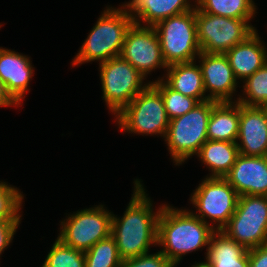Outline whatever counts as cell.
Wrapping results in <instances>:
<instances>
[{
  "mask_svg": "<svg viewBox=\"0 0 267 267\" xmlns=\"http://www.w3.org/2000/svg\"><path fill=\"white\" fill-rule=\"evenodd\" d=\"M144 77L157 68H167L154 26L133 23L127 31L120 55Z\"/></svg>",
  "mask_w": 267,
  "mask_h": 267,
  "instance_id": "7c38bea8",
  "label": "cell"
},
{
  "mask_svg": "<svg viewBox=\"0 0 267 267\" xmlns=\"http://www.w3.org/2000/svg\"><path fill=\"white\" fill-rule=\"evenodd\" d=\"M103 205L83 209L61 222L58 238L66 245L83 252L111 235L112 213Z\"/></svg>",
  "mask_w": 267,
  "mask_h": 267,
  "instance_id": "30bf717a",
  "label": "cell"
},
{
  "mask_svg": "<svg viewBox=\"0 0 267 267\" xmlns=\"http://www.w3.org/2000/svg\"><path fill=\"white\" fill-rule=\"evenodd\" d=\"M33 70L29 57L0 48V80L6 91L20 105L28 90Z\"/></svg>",
  "mask_w": 267,
  "mask_h": 267,
  "instance_id": "2e32d148",
  "label": "cell"
},
{
  "mask_svg": "<svg viewBox=\"0 0 267 267\" xmlns=\"http://www.w3.org/2000/svg\"><path fill=\"white\" fill-rule=\"evenodd\" d=\"M215 226L204 223L193 212L162 205L158 218L157 244L161 252L175 265L182 255L209 246Z\"/></svg>",
  "mask_w": 267,
  "mask_h": 267,
  "instance_id": "7a4b0ae2",
  "label": "cell"
},
{
  "mask_svg": "<svg viewBox=\"0 0 267 267\" xmlns=\"http://www.w3.org/2000/svg\"><path fill=\"white\" fill-rule=\"evenodd\" d=\"M221 231L248 250L267 244V196H239L234 214Z\"/></svg>",
  "mask_w": 267,
  "mask_h": 267,
  "instance_id": "52a82bcc",
  "label": "cell"
},
{
  "mask_svg": "<svg viewBox=\"0 0 267 267\" xmlns=\"http://www.w3.org/2000/svg\"><path fill=\"white\" fill-rule=\"evenodd\" d=\"M19 105L11 95L6 91L5 85L0 80V107Z\"/></svg>",
  "mask_w": 267,
  "mask_h": 267,
  "instance_id": "1f68e13d",
  "label": "cell"
},
{
  "mask_svg": "<svg viewBox=\"0 0 267 267\" xmlns=\"http://www.w3.org/2000/svg\"><path fill=\"white\" fill-rule=\"evenodd\" d=\"M23 197L17 188L0 181V220H21Z\"/></svg>",
  "mask_w": 267,
  "mask_h": 267,
  "instance_id": "83f0119b",
  "label": "cell"
},
{
  "mask_svg": "<svg viewBox=\"0 0 267 267\" xmlns=\"http://www.w3.org/2000/svg\"><path fill=\"white\" fill-rule=\"evenodd\" d=\"M197 155L211 170L210 177H224L235 164L239 150L236 142L207 140Z\"/></svg>",
  "mask_w": 267,
  "mask_h": 267,
  "instance_id": "7402d4cb",
  "label": "cell"
},
{
  "mask_svg": "<svg viewBox=\"0 0 267 267\" xmlns=\"http://www.w3.org/2000/svg\"><path fill=\"white\" fill-rule=\"evenodd\" d=\"M133 23L132 17L122 7L104 10L73 59L72 65L78 66L95 60L101 63L120 56L125 36Z\"/></svg>",
  "mask_w": 267,
  "mask_h": 267,
  "instance_id": "3957f363",
  "label": "cell"
},
{
  "mask_svg": "<svg viewBox=\"0 0 267 267\" xmlns=\"http://www.w3.org/2000/svg\"><path fill=\"white\" fill-rule=\"evenodd\" d=\"M224 178L239 196H267V156L239 154Z\"/></svg>",
  "mask_w": 267,
  "mask_h": 267,
  "instance_id": "9a60e30c",
  "label": "cell"
},
{
  "mask_svg": "<svg viewBox=\"0 0 267 267\" xmlns=\"http://www.w3.org/2000/svg\"><path fill=\"white\" fill-rule=\"evenodd\" d=\"M207 249L206 263L210 267H249L248 249L221 230L212 233Z\"/></svg>",
  "mask_w": 267,
  "mask_h": 267,
  "instance_id": "d6986e66",
  "label": "cell"
},
{
  "mask_svg": "<svg viewBox=\"0 0 267 267\" xmlns=\"http://www.w3.org/2000/svg\"><path fill=\"white\" fill-rule=\"evenodd\" d=\"M250 20L208 14L196 7L197 39L201 52L225 54L256 29Z\"/></svg>",
  "mask_w": 267,
  "mask_h": 267,
  "instance_id": "9c48e42d",
  "label": "cell"
},
{
  "mask_svg": "<svg viewBox=\"0 0 267 267\" xmlns=\"http://www.w3.org/2000/svg\"><path fill=\"white\" fill-rule=\"evenodd\" d=\"M259 38L255 31L245 41L225 53L236 79L244 81L267 62V48Z\"/></svg>",
  "mask_w": 267,
  "mask_h": 267,
  "instance_id": "e0dca14e",
  "label": "cell"
},
{
  "mask_svg": "<svg viewBox=\"0 0 267 267\" xmlns=\"http://www.w3.org/2000/svg\"><path fill=\"white\" fill-rule=\"evenodd\" d=\"M239 195L224 177L208 176L191 195V202L199 212L193 213L204 223L211 219L221 230L234 214ZM206 217V220H205Z\"/></svg>",
  "mask_w": 267,
  "mask_h": 267,
  "instance_id": "8fae6325",
  "label": "cell"
},
{
  "mask_svg": "<svg viewBox=\"0 0 267 267\" xmlns=\"http://www.w3.org/2000/svg\"><path fill=\"white\" fill-rule=\"evenodd\" d=\"M20 220H0V255L12 242Z\"/></svg>",
  "mask_w": 267,
  "mask_h": 267,
  "instance_id": "f546056e",
  "label": "cell"
},
{
  "mask_svg": "<svg viewBox=\"0 0 267 267\" xmlns=\"http://www.w3.org/2000/svg\"><path fill=\"white\" fill-rule=\"evenodd\" d=\"M134 193L120 219L112 215L111 236L115 239L122 260L138 257L149 252L152 244L157 245L158 218L162 209L155 213L152 201L140 180L134 181Z\"/></svg>",
  "mask_w": 267,
  "mask_h": 267,
  "instance_id": "6da1fadb",
  "label": "cell"
},
{
  "mask_svg": "<svg viewBox=\"0 0 267 267\" xmlns=\"http://www.w3.org/2000/svg\"><path fill=\"white\" fill-rule=\"evenodd\" d=\"M169 121L162 95L151 83L116 116L120 130L163 138Z\"/></svg>",
  "mask_w": 267,
  "mask_h": 267,
  "instance_id": "8992f818",
  "label": "cell"
},
{
  "mask_svg": "<svg viewBox=\"0 0 267 267\" xmlns=\"http://www.w3.org/2000/svg\"><path fill=\"white\" fill-rule=\"evenodd\" d=\"M240 118V103L217 102L208 121L207 140L236 142Z\"/></svg>",
  "mask_w": 267,
  "mask_h": 267,
  "instance_id": "ffe728a7",
  "label": "cell"
},
{
  "mask_svg": "<svg viewBox=\"0 0 267 267\" xmlns=\"http://www.w3.org/2000/svg\"><path fill=\"white\" fill-rule=\"evenodd\" d=\"M238 140L239 154L267 156V107L240 104Z\"/></svg>",
  "mask_w": 267,
  "mask_h": 267,
  "instance_id": "5bb4252c",
  "label": "cell"
},
{
  "mask_svg": "<svg viewBox=\"0 0 267 267\" xmlns=\"http://www.w3.org/2000/svg\"><path fill=\"white\" fill-rule=\"evenodd\" d=\"M85 267H120L122 259L119 256L115 239L108 238L98 241L85 251Z\"/></svg>",
  "mask_w": 267,
  "mask_h": 267,
  "instance_id": "d4e9b609",
  "label": "cell"
},
{
  "mask_svg": "<svg viewBox=\"0 0 267 267\" xmlns=\"http://www.w3.org/2000/svg\"><path fill=\"white\" fill-rule=\"evenodd\" d=\"M42 267H85V253L57 238Z\"/></svg>",
  "mask_w": 267,
  "mask_h": 267,
  "instance_id": "4316f807",
  "label": "cell"
},
{
  "mask_svg": "<svg viewBox=\"0 0 267 267\" xmlns=\"http://www.w3.org/2000/svg\"><path fill=\"white\" fill-rule=\"evenodd\" d=\"M194 63L192 61L167 66V77L163 80L179 93L203 102L208 100V97H204L206 93L200 66Z\"/></svg>",
  "mask_w": 267,
  "mask_h": 267,
  "instance_id": "44dd1931",
  "label": "cell"
},
{
  "mask_svg": "<svg viewBox=\"0 0 267 267\" xmlns=\"http://www.w3.org/2000/svg\"><path fill=\"white\" fill-rule=\"evenodd\" d=\"M99 65L102 97L116 116L150 84L143 85L145 77L121 56Z\"/></svg>",
  "mask_w": 267,
  "mask_h": 267,
  "instance_id": "ba28073f",
  "label": "cell"
},
{
  "mask_svg": "<svg viewBox=\"0 0 267 267\" xmlns=\"http://www.w3.org/2000/svg\"><path fill=\"white\" fill-rule=\"evenodd\" d=\"M120 267H176L161 251L122 260Z\"/></svg>",
  "mask_w": 267,
  "mask_h": 267,
  "instance_id": "f1b7e54d",
  "label": "cell"
},
{
  "mask_svg": "<svg viewBox=\"0 0 267 267\" xmlns=\"http://www.w3.org/2000/svg\"><path fill=\"white\" fill-rule=\"evenodd\" d=\"M216 101L199 102L186 114L169 121L165 142L175 165L199 152L207 141L208 121Z\"/></svg>",
  "mask_w": 267,
  "mask_h": 267,
  "instance_id": "277c9868",
  "label": "cell"
},
{
  "mask_svg": "<svg viewBox=\"0 0 267 267\" xmlns=\"http://www.w3.org/2000/svg\"><path fill=\"white\" fill-rule=\"evenodd\" d=\"M249 267H267V244L248 250Z\"/></svg>",
  "mask_w": 267,
  "mask_h": 267,
  "instance_id": "4dcf8cb0",
  "label": "cell"
},
{
  "mask_svg": "<svg viewBox=\"0 0 267 267\" xmlns=\"http://www.w3.org/2000/svg\"><path fill=\"white\" fill-rule=\"evenodd\" d=\"M190 2L188 0H132L122 7L132 17L134 23L141 25V22H144L146 26H154L163 19L194 9L196 5L192 7Z\"/></svg>",
  "mask_w": 267,
  "mask_h": 267,
  "instance_id": "ac0fdd59",
  "label": "cell"
},
{
  "mask_svg": "<svg viewBox=\"0 0 267 267\" xmlns=\"http://www.w3.org/2000/svg\"><path fill=\"white\" fill-rule=\"evenodd\" d=\"M244 92L237 102L245 106L267 107V62L253 75L244 80Z\"/></svg>",
  "mask_w": 267,
  "mask_h": 267,
  "instance_id": "484cf974",
  "label": "cell"
},
{
  "mask_svg": "<svg viewBox=\"0 0 267 267\" xmlns=\"http://www.w3.org/2000/svg\"><path fill=\"white\" fill-rule=\"evenodd\" d=\"M196 7L208 14L251 20L255 15L253 0H196ZM198 4V6H197Z\"/></svg>",
  "mask_w": 267,
  "mask_h": 267,
  "instance_id": "603a6c76",
  "label": "cell"
},
{
  "mask_svg": "<svg viewBox=\"0 0 267 267\" xmlns=\"http://www.w3.org/2000/svg\"><path fill=\"white\" fill-rule=\"evenodd\" d=\"M192 267H210L206 262L196 263L195 265H192Z\"/></svg>",
  "mask_w": 267,
  "mask_h": 267,
  "instance_id": "d6a6232c",
  "label": "cell"
},
{
  "mask_svg": "<svg viewBox=\"0 0 267 267\" xmlns=\"http://www.w3.org/2000/svg\"><path fill=\"white\" fill-rule=\"evenodd\" d=\"M150 83L161 93L169 120L186 114L199 103L195 98L172 89L162 78Z\"/></svg>",
  "mask_w": 267,
  "mask_h": 267,
  "instance_id": "cb8c5ba5",
  "label": "cell"
},
{
  "mask_svg": "<svg viewBox=\"0 0 267 267\" xmlns=\"http://www.w3.org/2000/svg\"><path fill=\"white\" fill-rule=\"evenodd\" d=\"M205 92L209 91L208 100L232 102V95L237 88V79L225 54L203 53L199 57Z\"/></svg>",
  "mask_w": 267,
  "mask_h": 267,
  "instance_id": "4fadbf2b",
  "label": "cell"
},
{
  "mask_svg": "<svg viewBox=\"0 0 267 267\" xmlns=\"http://www.w3.org/2000/svg\"><path fill=\"white\" fill-rule=\"evenodd\" d=\"M167 66L192 62L201 53L197 39L196 7L154 25Z\"/></svg>",
  "mask_w": 267,
  "mask_h": 267,
  "instance_id": "5b68a950",
  "label": "cell"
}]
</instances>
